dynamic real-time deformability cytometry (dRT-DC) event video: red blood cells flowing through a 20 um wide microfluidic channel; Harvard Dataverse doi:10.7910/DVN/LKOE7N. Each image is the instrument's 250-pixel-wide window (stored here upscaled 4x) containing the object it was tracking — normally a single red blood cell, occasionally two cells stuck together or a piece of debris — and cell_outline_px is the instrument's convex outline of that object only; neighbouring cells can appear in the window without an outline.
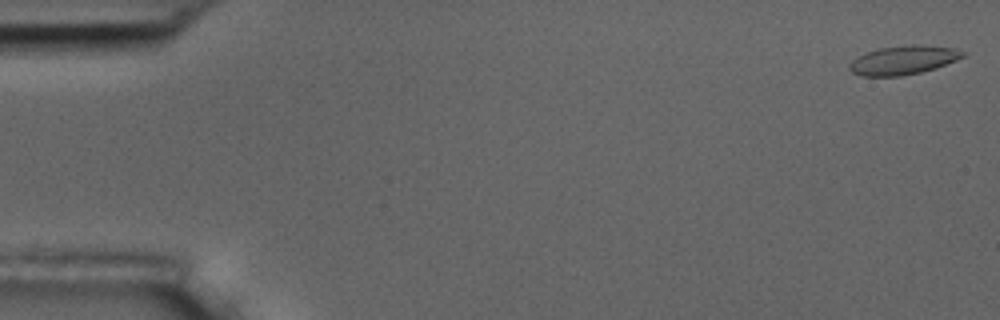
{"species": "common noctule bat (a hibernating species)", "species_latin": "Nyctalus noctula", "temperature_condition": "room temperature", "stored_images_in_passage": 5, "camera_frame_rate_fps": 3000, "um_per_image_px": 0.085, "animal": {"sex": "male", "body_mass_g": 17.5, "forearm_length_mm": 52.3}, "frame": {"image": 1, "passage_image": 1, "time_ms": 0.0, "image_size_px": [1000, 320], "cell_outline_px": [[968, 52], [964, 56], [956, 60], [936, 68], [920, 72], [900, 76], [864, 76], [852, 72], [848, 68], [848, 64], [852, 60], [864, 52], [880, 48], [912, 44], [956, 48]], "centroid_in_image_um": [76.78, 5.1], "position_along_channel_um": 8.2, "area_um2": 19.13}}
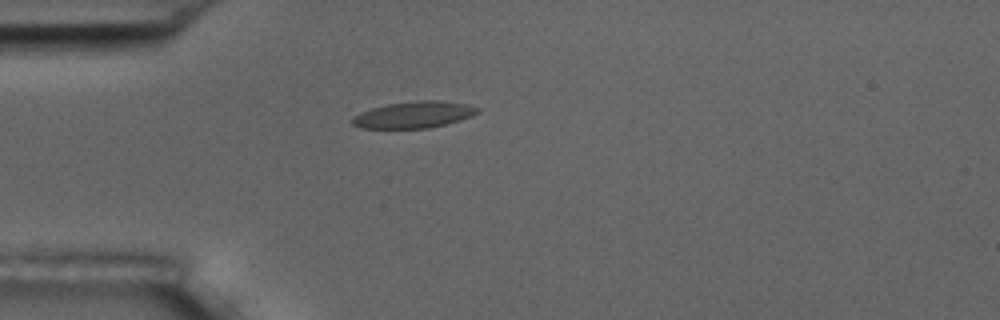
{"frame": {"image": 2, "passage_image": 5, "time_ms": 4.667, "image_size_px": [1000, 320], "cell_outline_px": [[480, 112], [472, 116], [460, 120], [428, 128], [360, 128], [352, 124], [352, 120], [360, 112], [372, 108], [388, 104], [416, 100], [436, 100], [464, 104], [480, 108]], "centroid_in_image_um": [35.19, 9.75], "position_along_channel_um": 49.8, "area_um2": 19.19}}